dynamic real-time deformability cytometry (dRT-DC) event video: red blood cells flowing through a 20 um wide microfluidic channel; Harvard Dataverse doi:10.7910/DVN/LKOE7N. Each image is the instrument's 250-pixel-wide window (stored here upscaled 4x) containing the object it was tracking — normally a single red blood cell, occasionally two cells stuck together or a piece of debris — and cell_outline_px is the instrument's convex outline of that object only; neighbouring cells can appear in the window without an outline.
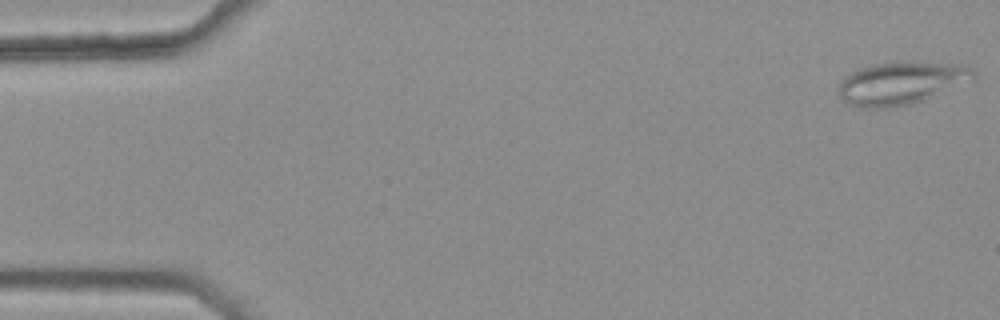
{"species": "common noctule bat (a hibernating species)", "species_latin": "Nyctalus noctula", "temperature_condition": "warm", "stored_images_in_passage": 5, "camera_frame_rate_fps": 3000, "um_per_image_px": 0.085, "animal": {"sex": "female", "body_mass_g": 25.1}, "frame": {"image": 1, "passage_image": 1, "time_ms": 0.0, "image_size_px": [1000, 320], "cell_outline_px": [[976, 80], [924, 100], [912, 104], [888, 108], [860, 108], [848, 104], [840, 96], [840, 80], [852, 72], [860, 68], [872, 64], [896, 60], [916, 60], [964, 64], [972, 68], [976, 72]], "centroid_in_image_um": [76.69, 7.03], "position_along_channel_um": 8.3, "area_um2": 34.74}}